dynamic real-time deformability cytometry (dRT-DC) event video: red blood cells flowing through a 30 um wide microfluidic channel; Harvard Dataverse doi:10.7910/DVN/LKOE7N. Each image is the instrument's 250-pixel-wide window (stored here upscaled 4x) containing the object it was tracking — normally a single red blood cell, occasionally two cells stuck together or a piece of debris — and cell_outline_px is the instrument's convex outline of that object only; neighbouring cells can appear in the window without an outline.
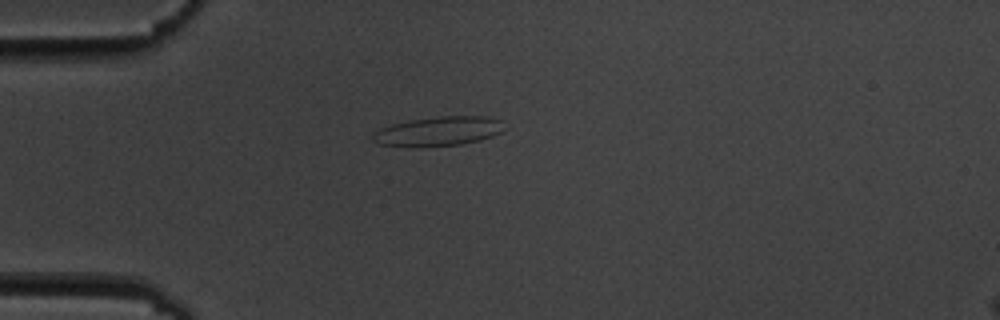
{"species": "common noctule bat (a hibernating species)", "species_latin": "Nyctalus noctula", "temperature_condition": "cold", "stored_images_in_passage": 2, "camera_frame_rate_fps": 3000, "um_per_image_px": 0.085, "animal": {"sex": "male", "body_mass_g": 19.5, "forearm_length_mm": 54.6}, "frame": {"image": 1, "passage_image": 2, "time_ms": 1.0, "image_size_px": [1000, 320], "cell_outline_px": [[500, 132], [492, 136], [480, 140], [460, 144], [420, 148], [412, 148], [380, 144], [372, 140], [372, 132], [380, 128], [392, 124], [408, 120], [440, 116], [488, 116], [500, 120]], "centroid_in_image_um": [37.17, 11.17], "position_along_channel_um": 47.8, "area_um2": 22.66}}